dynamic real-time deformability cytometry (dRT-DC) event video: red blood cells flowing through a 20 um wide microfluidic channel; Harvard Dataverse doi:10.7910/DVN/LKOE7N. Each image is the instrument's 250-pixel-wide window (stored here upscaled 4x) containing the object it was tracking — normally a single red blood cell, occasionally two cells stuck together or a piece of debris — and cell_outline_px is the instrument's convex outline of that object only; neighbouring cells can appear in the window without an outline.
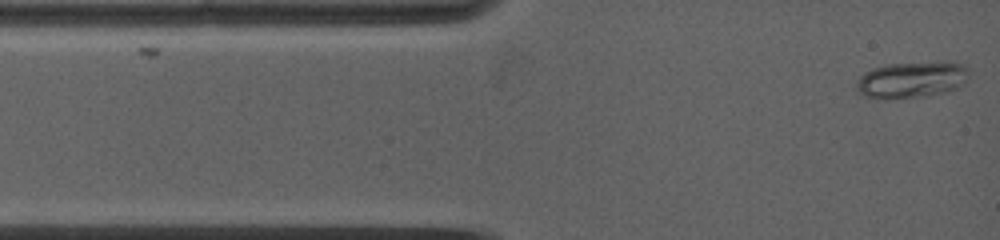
{"species": "common noctule bat (a hibernating species)", "species_latin": "Nyctalus noctula", "temperature_condition": "warm", "stored_images_in_passage": 74, "camera_frame_rate_fps": 5000, "um_per_image_px": 0.085, "animal": {"sex": "female", "body_mass_g": 19.0, "forearm_length_mm": 53.3}, "frame": {"image": 1, "passage_image": 1, "time_ms": 0.0, "image_size_px": [1000, 240], "cell_outline_px": [[968, 72], [964, 84], [948, 92], [928, 96], [876, 100], [864, 96], [856, 92], [856, 84], [860, 76], [864, 72], [872, 68], [888, 64], [944, 60], [948, 60], [964, 64], [968, 68]], "centroid_in_image_um": [77.49, 6.77], "position_along_channel_um": 7.5, "area_um2": 24.74}}
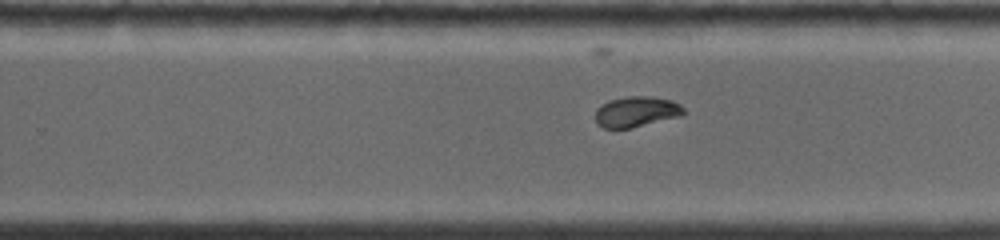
{"frame": {"image": 2, "passage_image": 34, "time_ms": 8.0, "image_size_px": [1000, 240], "cell_outline_px": [[684, 112], [680, 116], [632, 128], [604, 128], [596, 124], [596, 108], [608, 100], [628, 96], [652, 96], [672, 100], [680, 104], [684, 108]], "centroid_in_image_um": [54.08, 9.49], "position_along_channel_um": 275.7, "area_um2": 15.84}}
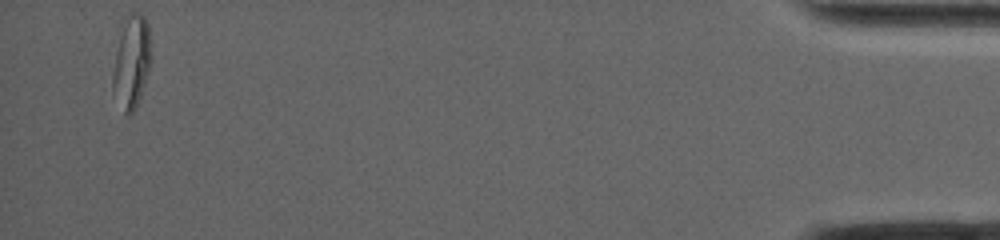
{"frame": {"image": 3, "passage_image": 74, "time_ms": 15.0, "image_size_px": [1000, 240], "cell_outline_px": [[152, 56], [144, 84], [140, 96], [132, 112], [128, 116], [124, 112], [112, 92], [112, 72], [120, 20], [124, 16], [132, 12], [136, 12], [144, 16], [148, 24]], "centroid_in_image_um": [11.14, 5.15], "position_along_channel_um": 424.1, "area_um2": 21.21}, "authors_computed_cell_mechanics": {"area_um2": 17.0799, "velocity_mm_per_s": 3.9257, "shape_relaxation_time_tau1_ms": 8.3185, "shape_relaxation_time_tau2_ms": null, "deformation_change_tau1": 0.2168, "deformation_change_tau2": null}}